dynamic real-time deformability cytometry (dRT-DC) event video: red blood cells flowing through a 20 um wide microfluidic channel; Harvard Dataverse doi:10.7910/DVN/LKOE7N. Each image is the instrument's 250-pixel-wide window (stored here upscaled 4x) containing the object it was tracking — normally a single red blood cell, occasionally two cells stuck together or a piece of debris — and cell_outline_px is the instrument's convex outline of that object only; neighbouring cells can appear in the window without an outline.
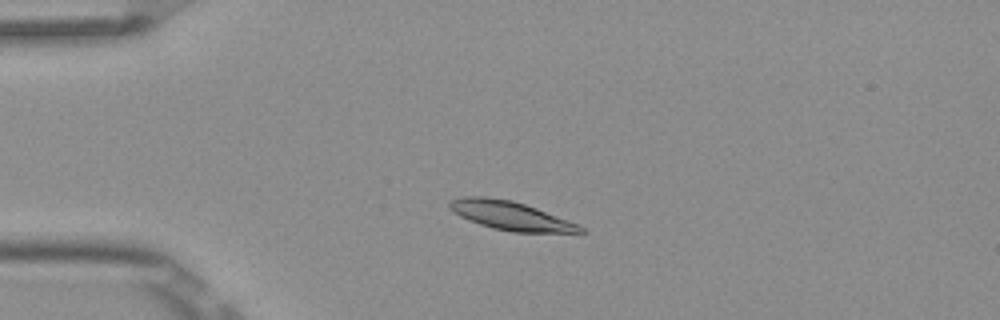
{"species": "Egyptian fruit bat (a non-hibernating species)", "species_latin": "Rousettus aegyptiacus", "temperature_condition": "room temperature", "stored_images_in_passage": 7, "camera_frame_rate_fps": 3000, "um_per_image_px": 0.085, "frame": {"image": 1, "passage_image": 4, "time_ms": 1.0, "image_size_px": [1000, 320], "cell_outline_px": [[588, 232], [512, 232], [492, 228], [468, 220], [452, 212], [448, 208], [448, 200], [460, 196], [484, 196], [512, 200], [536, 208], [576, 224], [584, 228]], "centroid_in_image_um": [43.29, 18.31], "position_along_channel_um": 41.7, "area_um2": 21.79}}
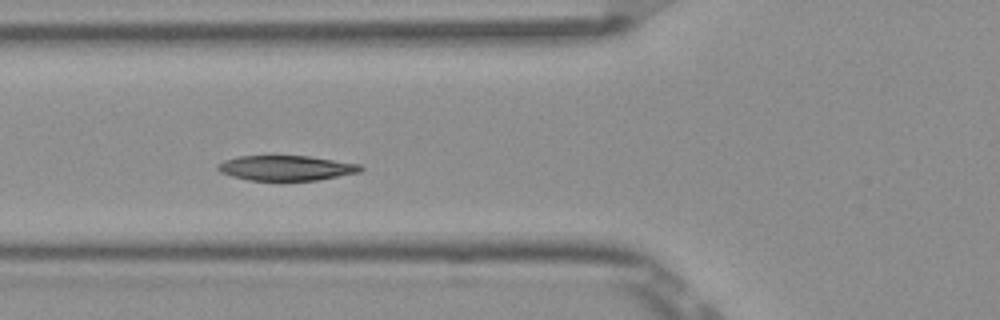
{"frame": {"image": 2, "passage_image": 6, "time_ms": 1.667, "image_size_px": [1000, 320], "cell_outline_px": [[364, 168], [360, 172], [316, 180], [280, 184], [248, 180], [232, 176], [220, 172], [216, 168], [224, 160], [236, 156], [308, 156], [360, 164]], "centroid_in_image_um": [24.3, 14.33], "position_along_channel_um": 101.5, "area_um2": 21.62}}
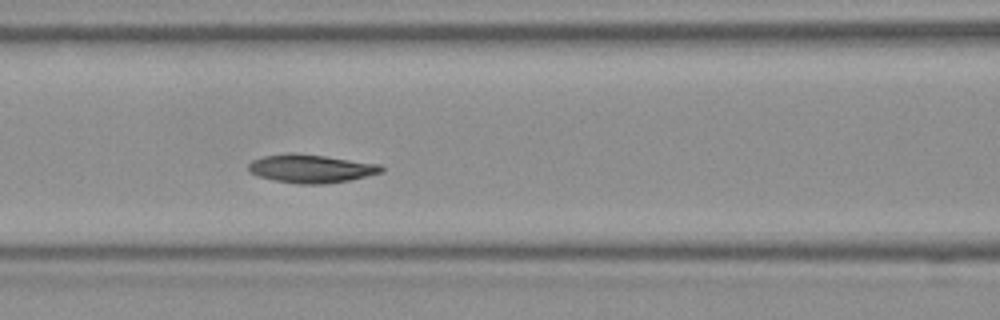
{"frame": {"image": 3, "passage_image": 7, "time_ms": 2.0, "image_size_px": [1000, 320], "cell_outline_px": [[384, 172], [348, 180], [324, 184], [300, 184], [276, 180], [260, 176], [248, 172], [248, 164], [252, 160], [264, 156], [288, 152], [296, 152], [380, 164], [384, 168]], "centroid_in_image_um": [26.42, 14.32], "position_along_channel_um": 140.2, "area_um2": 21.91}}